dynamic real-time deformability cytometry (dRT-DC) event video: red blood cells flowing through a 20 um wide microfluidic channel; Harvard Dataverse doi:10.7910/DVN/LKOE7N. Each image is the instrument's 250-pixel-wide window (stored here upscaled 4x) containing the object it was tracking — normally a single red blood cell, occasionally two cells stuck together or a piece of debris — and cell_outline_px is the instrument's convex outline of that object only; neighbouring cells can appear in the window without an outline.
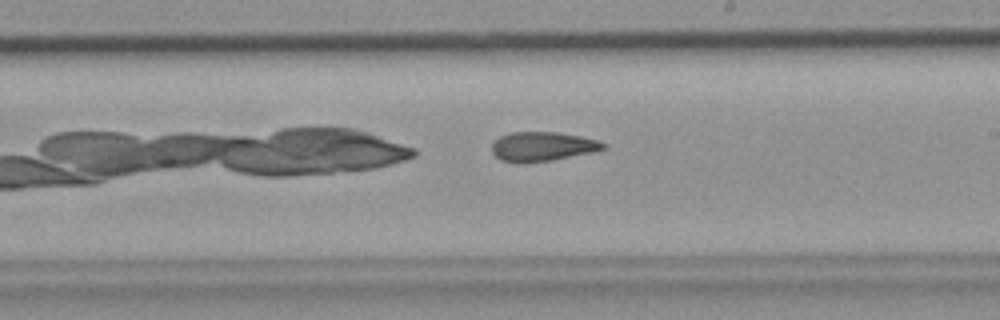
{"species": "common noctule bat (a hibernating species)", "species_latin": "Nyctalus noctula", "temperature_condition": "room temperature", "stored_images_in_passage": 30, "camera_frame_rate_fps": 3000, "um_per_image_px": 0.085, "animal": {"sex": "female", "body_mass_g": 19.9}, "frame": {"image": 1, "passage_image": 13, "time_ms": 4.0, "image_size_px": [1000, 320], "cell_outline_px": [[608, 148], [592, 152], [552, 160], [500, 160], [492, 152], [492, 144], [500, 136], [512, 132], [556, 132], [580, 136], [596, 140], [608, 144]], "centroid_in_image_um": [46.17, 12.41], "position_along_channel_um": 242.8, "area_um2": 18.38}}
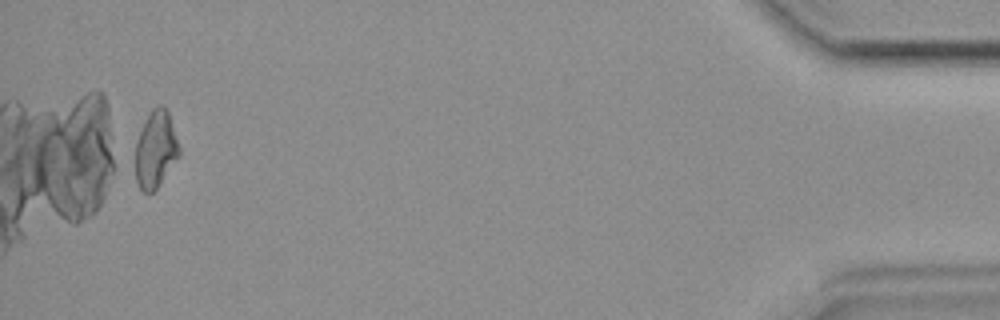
{"frame": {"image": 2, "passage_image": 30, "time_ms": 9.667, "image_size_px": [1000, 320], "cell_outline_px": [[180, 156], [156, 188], [152, 192], [144, 192], [140, 188], [128, 168], [136, 140], [152, 108], [156, 104], [160, 104], [168, 112], [180, 148]], "centroid_in_image_um": [13.13, 12.77], "position_along_channel_um": 422.1, "area_um2": 20.52}}